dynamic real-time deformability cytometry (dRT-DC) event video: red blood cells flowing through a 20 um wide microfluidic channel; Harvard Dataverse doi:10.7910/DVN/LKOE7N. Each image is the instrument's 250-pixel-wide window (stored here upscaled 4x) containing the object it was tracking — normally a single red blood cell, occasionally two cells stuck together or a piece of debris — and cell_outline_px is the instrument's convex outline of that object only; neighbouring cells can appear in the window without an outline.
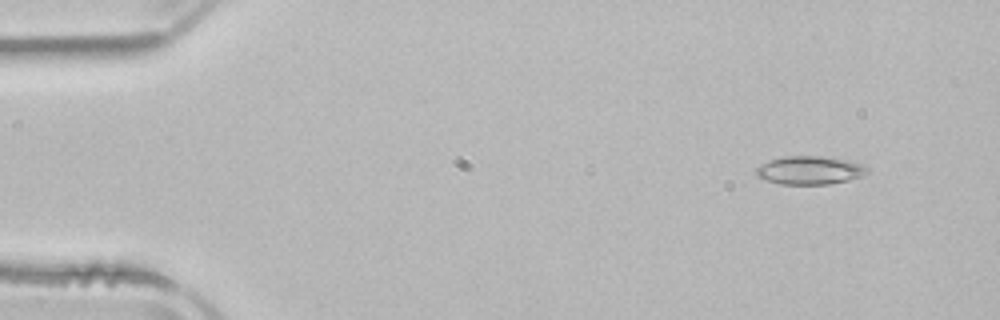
{"species": "common noctule bat (a hibernating species)", "species_latin": "Nyctalus noctula", "temperature_condition": "room temperature", "stored_images_in_passage": 5, "segment_of_instrument_passage": [2, 2], "camera_frame_rate_fps": 3000, "um_per_image_px": 0.085, "animal": {"sex": "male", "body_mass_g": 21.5, "forearm_length_mm": 52.0}, "frame": {"image": 1, "passage_image": 5, "time_ms": 5.667, "image_size_px": [1000, 320], "cell_outline_px": [[868, 172], [860, 176], [848, 180], [828, 184], [780, 184], [764, 180], [756, 176], [756, 168], [772, 160], [784, 156], [824, 156], [848, 160], [864, 164], [868, 168]], "centroid_in_image_um": [68.85, 14.47], "position_along_channel_um": 16.2, "area_um2": 18.26}}